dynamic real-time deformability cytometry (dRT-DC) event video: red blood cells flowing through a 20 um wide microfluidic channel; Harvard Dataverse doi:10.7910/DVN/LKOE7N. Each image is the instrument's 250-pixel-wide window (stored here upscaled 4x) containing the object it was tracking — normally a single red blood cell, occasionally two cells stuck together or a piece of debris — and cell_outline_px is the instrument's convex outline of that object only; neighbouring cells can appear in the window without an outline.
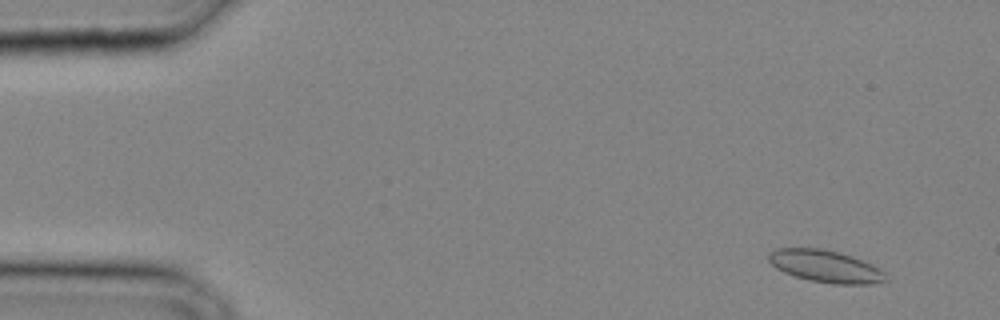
{"species": "common noctule bat (a hibernating species)", "species_latin": "Nyctalus noctula", "temperature_condition": "cold", "stored_images_in_passage": 33, "camera_frame_rate_fps": 3000, "um_per_image_px": 0.085, "animal": {"sex": "male", "body_mass_g": 20.4}, "frame": {"image": 1, "passage_image": 3, "time_ms": 0.667, "image_size_px": [1000, 320], "cell_outline_px": [[888, 280], [872, 284], [832, 284], [808, 280], [784, 272], [776, 268], [768, 260], [768, 252], [776, 248], [820, 248], [840, 252], [852, 256], [872, 264], [884, 272]], "centroid_in_image_um": [70.16, 22.63], "position_along_channel_um": 14.8, "area_um2": 22.08}}
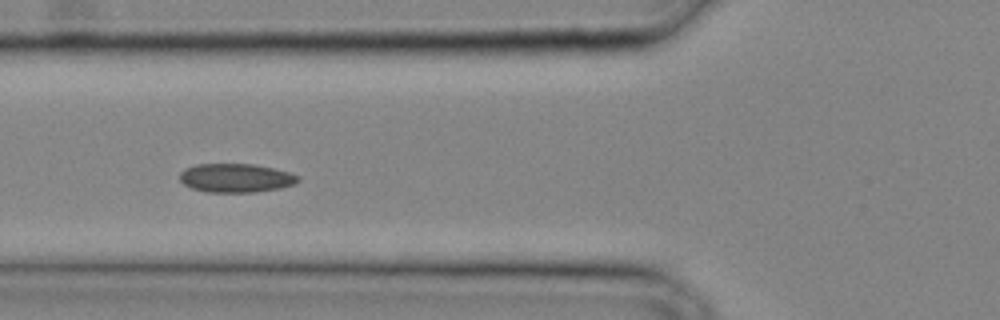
{"frame": {"image": 2, "passage_image": 13, "time_ms": 4.0, "image_size_px": [1000, 320], "cell_outline_px": [[300, 180], [296, 184], [280, 188], [256, 192], [208, 192], [192, 188], [184, 184], [180, 180], [180, 172], [184, 168], [196, 164], [252, 164], [272, 168], [288, 172], [300, 176]], "centroid_in_image_um": [20.06, 15.13], "position_along_channel_um": 105.7, "area_um2": 19.88}}
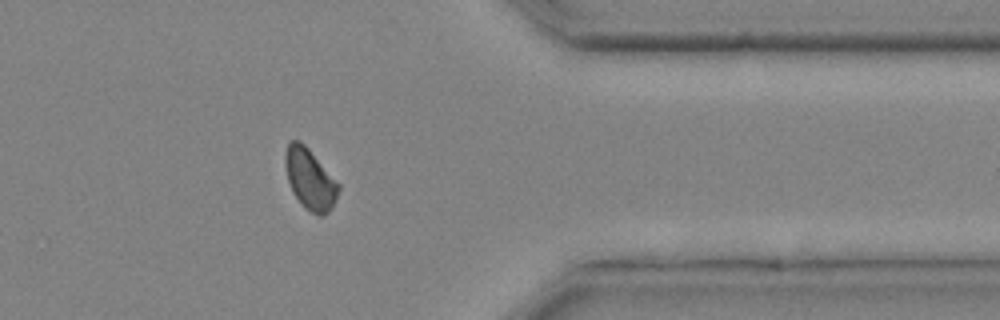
{"frame": {"image": 3, "passage_image": 28, "time_ms": 9.0, "image_size_px": [1000, 320], "cell_outline_px": [[340, 188], [332, 208], [328, 212], [320, 216], [316, 216], [304, 208], [292, 192], [288, 180], [284, 164], [284, 152], [288, 144], [292, 140], [300, 140], [308, 148], [340, 184]], "centroid_in_image_um": [26.34, 15.24], "position_along_channel_um": 385.1, "area_um2": 19.02}}